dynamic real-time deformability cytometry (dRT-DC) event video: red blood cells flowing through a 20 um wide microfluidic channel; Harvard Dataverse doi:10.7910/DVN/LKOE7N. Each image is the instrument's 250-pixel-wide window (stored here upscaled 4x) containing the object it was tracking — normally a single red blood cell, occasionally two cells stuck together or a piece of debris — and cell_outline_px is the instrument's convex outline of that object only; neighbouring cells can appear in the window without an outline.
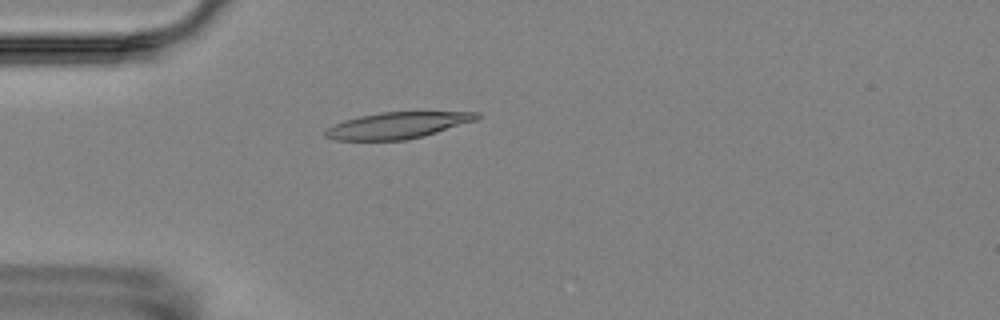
{"species": "Egyptian fruit bat (a non-hibernating species)", "species_latin": "Rousettus aegyptiacus", "temperature_condition": "room temperature", "stored_images_in_passage": 1, "camera_frame_rate_fps": 3000, "um_per_image_px": 0.085, "animal": {"sex": "female"}, "frame": {"image": 1, "passage_image": 1, "time_ms": 0.0, "image_size_px": [1000, 320], "cell_outline_px": [[480, 116], [476, 120], [424, 136], [404, 140], [336, 140], [324, 136], [324, 132], [328, 128], [344, 120], [360, 116], [380, 112], [480, 112]], "centroid_in_image_um": [33.78, 10.65], "position_along_channel_um": 51.2, "area_um2": 23.06}}